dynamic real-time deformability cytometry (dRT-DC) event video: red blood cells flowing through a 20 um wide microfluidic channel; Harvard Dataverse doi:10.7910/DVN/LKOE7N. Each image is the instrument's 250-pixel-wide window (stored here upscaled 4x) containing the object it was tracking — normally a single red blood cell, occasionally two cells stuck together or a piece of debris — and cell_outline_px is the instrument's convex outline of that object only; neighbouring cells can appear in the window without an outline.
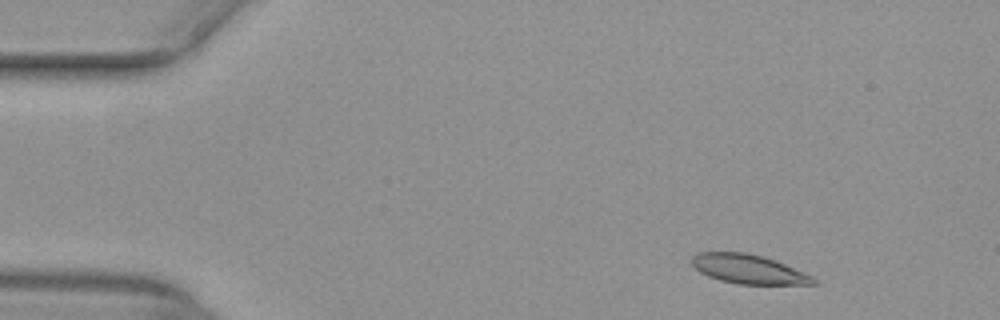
{"species": "common noctule bat (a hibernating species)", "species_latin": "Nyctalus noctula", "temperature_condition": "warm", "stored_images_in_passage": 47, "camera_frame_rate_fps": 3000, "um_per_image_px": 0.085, "animal": {"sex": "female", "body_mass_g": 29.2, "forearm_length_mm": 56.3}, "frame": {"image": 1, "passage_image": 1, "time_ms": 0.0, "image_size_px": [1000, 320], "cell_outline_px": [[816, 284], [736, 284], [720, 280], [708, 276], [700, 272], [688, 260], [696, 252], [744, 252], [764, 256], [776, 260], [812, 276], [816, 280]], "centroid_in_image_um": [63.57, 22.86], "position_along_channel_um": 21.4, "area_um2": 20.75}}
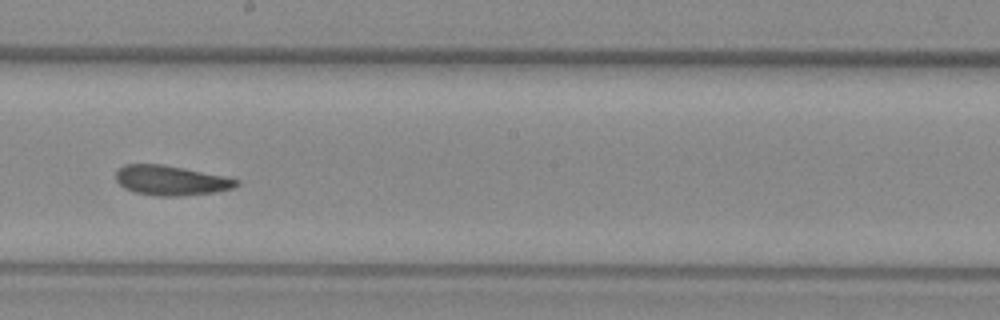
{"frame": {"image": 2, "passage_image": 24, "time_ms": 7.667, "image_size_px": [1000, 320], "cell_outline_px": [[240, 184], [232, 188], [216, 192], [180, 196], [156, 196], [132, 192], [124, 188], [116, 180], [116, 172], [124, 164], [160, 164], [184, 168], [224, 176], [240, 180]], "centroid_in_image_um": [14.52, 15.34], "position_along_channel_um": 233.7, "area_um2": 20.98}}
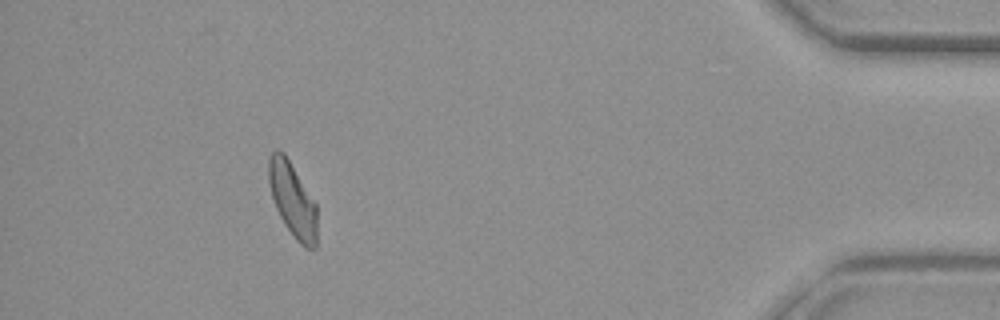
{"frame": {"image": 3, "passage_image": 42, "time_ms": 13.667, "image_size_px": [1000, 320], "cell_outline_px": [[316, 248], [304, 248], [296, 240], [284, 224], [276, 208], [272, 196], [268, 180], [268, 160], [272, 152], [276, 148], [284, 152], [316, 204]], "centroid_in_image_um": [24.85, 16.97], "position_along_channel_um": 410.3, "area_um2": 20.81}, "authors_computed_cell_mechanics": {"area_um2": 21.386, "velocity_mm_per_s": 3.958, "shape_relaxation_time_tau1_ms": null, "shape_relaxation_time_tau2_ms": 2.3555, "deformation_change_tau1": null, "deformation_change_tau2": 0.0923}}